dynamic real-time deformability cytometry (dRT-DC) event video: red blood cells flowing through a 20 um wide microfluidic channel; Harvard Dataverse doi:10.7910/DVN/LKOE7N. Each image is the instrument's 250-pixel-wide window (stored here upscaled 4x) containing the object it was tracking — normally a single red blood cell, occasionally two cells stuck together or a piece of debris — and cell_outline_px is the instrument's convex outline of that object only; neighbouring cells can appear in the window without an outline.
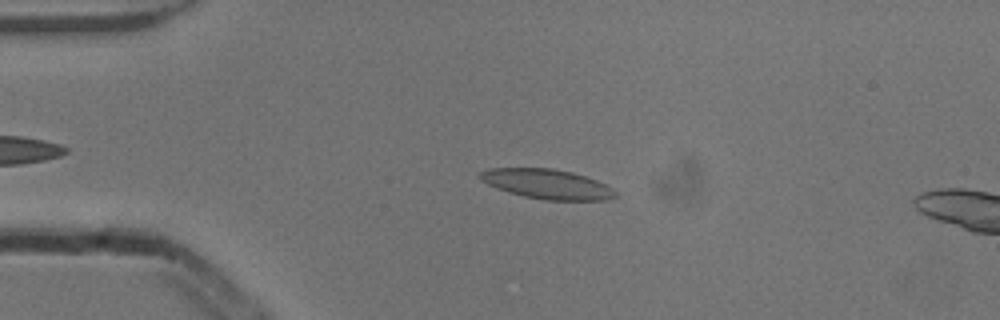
{"species": "common noctule bat (a hibernating species)", "species_latin": "Nyctalus noctula", "temperature_condition": "cold", "stored_images_in_passage": 47, "camera_frame_rate_fps": 3000, "um_per_image_px": 0.085, "animal": {"sex": "male", "body_mass_g": 13.3}, "frame": {"image": 1, "passage_image": 11, "time_ms": 3.333, "image_size_px": [1000, 320], "cell_outline_px": [[616, 196], [608, 200], [544, 200], [524, 196], [508, 192], [496, 188], [480, 180], [480, 172], [488, 168], [552, 168], [572, 172], [596, 180], [612, 188], [616, 192]], "centroid_in_image_um": [46.49, 15.64], "position_along_channel_um": 38.5, "area_um2": 23.35}}
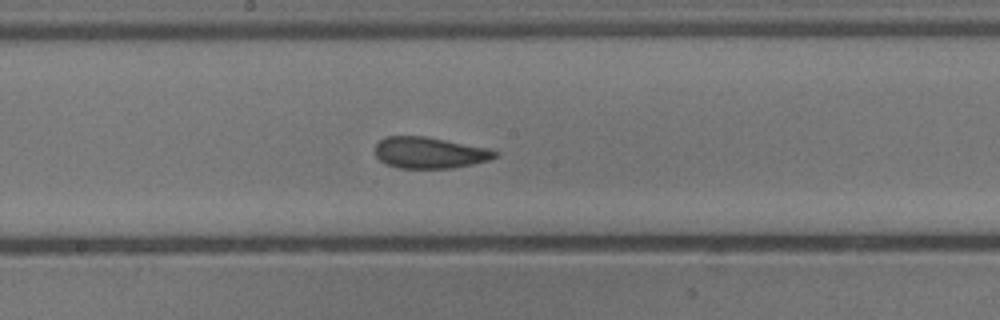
{"frame": {"image": 2, "passage_image": 27, "time_ms": 8.667, "image_size_px": [1000, 320], "cell_outline_px": [[500, 152], [496, 156], [488, 160], [472, 164], [452, 168], [400, 168], [388, 164], [380, 160], [376, 156], [376, 144], [380, 140], [388, 136], [424, 136], [488, 148]], "centroid_in_image_um": [36.52, 12.98], "position_along_channel_um": 211.7, "area_um2": 21.62}}
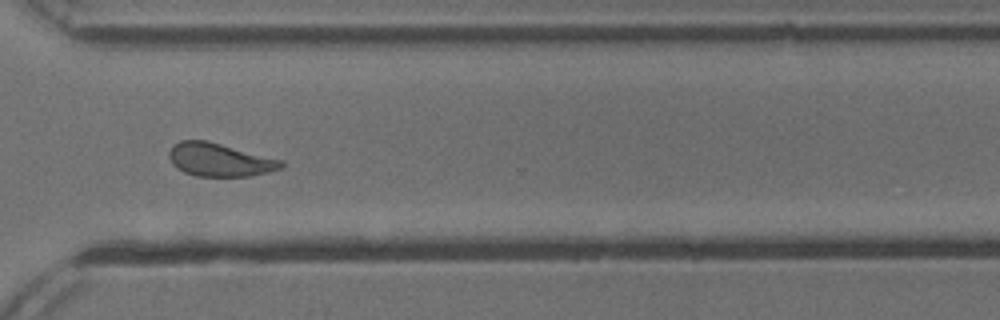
{"frame": {"image": 3, "passage_image": 38, "time_ms": 12.333, "image_size_px": [1000, 320], "cell_outline_px": [[284, 168], [268, 172], [248, 176], [196, 176], [184, 172], [176, 168], [172, 164], [168, 156], [168, 152], [172, 144], [180, 140], [208, 140], [284, 160]], "centroid_in_image_um": [18.66, 13.57], "position_along_channel_um": 351.9, "area_um2": 22.08}, "authors_computed_cell_mechanics": {"area_um2": 22.1374, "velocity_mm_per_s": 3.8338, "shape_relaxation_time_tau1_ms": 6.5731, "shape_relaxation_time_tau2_ms": 2.2596, "deformation_change_tau1": 0.1426, "deformation_change_tau2": 0.0753}}